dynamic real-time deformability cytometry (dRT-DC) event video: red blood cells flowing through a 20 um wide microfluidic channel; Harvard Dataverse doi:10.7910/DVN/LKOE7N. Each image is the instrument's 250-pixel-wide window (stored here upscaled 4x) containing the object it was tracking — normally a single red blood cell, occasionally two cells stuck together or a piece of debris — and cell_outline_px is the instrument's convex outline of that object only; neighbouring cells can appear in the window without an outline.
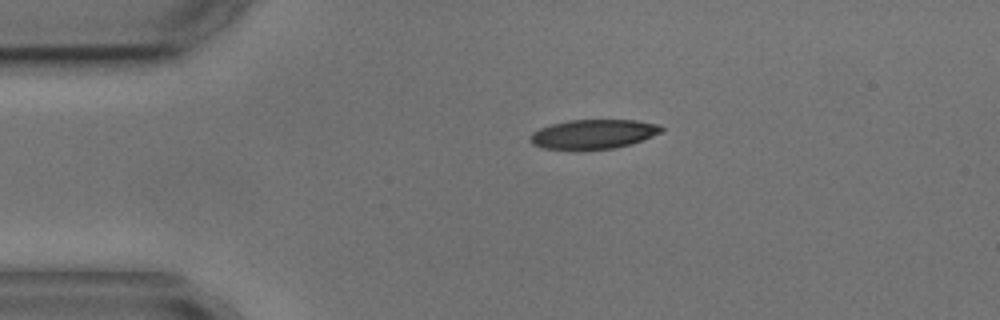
{"species": "common noctule bat (a hibernating species)", "species_latin": "Nyctalus noctula", "temperature_condition": "cold", "stored_images_in_passage": 3, "camera_frame_rate_fps": 3000, "um_per_image_px": 0.085, "animal": {"sex": "male", "body_mass_g": 17.9, "forearm_length_mm": 54.2}, "frame": {"image": 1, "passage_image": 3, "time_ms": 2.333, "image_size_px": [1000, 320], "cell_outline_px": [[664, 128], [660, 132], [652, 136], [632, 144], [612, 148], [544, 148], [532, 144], [528, 140], [528, 136], [532, 132], [540, 128], [552, 124], [568, 120], [636, 120], [660, 124]], "centroid_in_image_um": [50.43, 11.37], "position_along_channel_um": 34.6, "area_um2": 22.14}}